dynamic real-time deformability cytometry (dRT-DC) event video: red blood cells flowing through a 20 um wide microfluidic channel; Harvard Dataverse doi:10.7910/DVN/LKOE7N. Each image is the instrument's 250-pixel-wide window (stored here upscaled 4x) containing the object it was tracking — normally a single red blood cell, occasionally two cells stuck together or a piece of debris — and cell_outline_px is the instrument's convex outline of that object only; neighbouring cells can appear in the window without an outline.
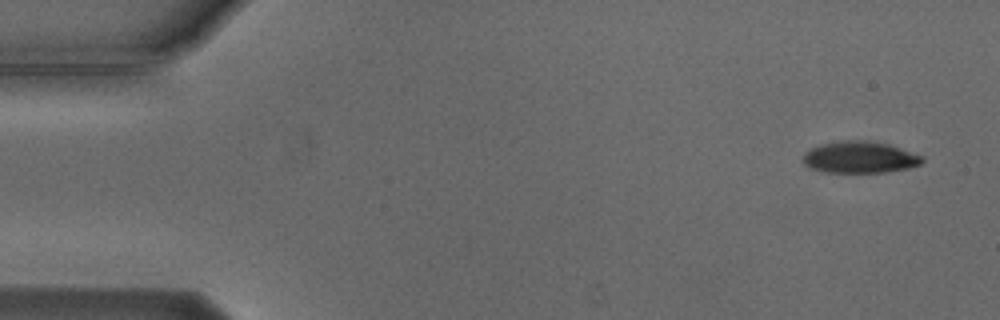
{"species": "Egyptian fruit bat (a non-hibernating species)", "species_latin": "Rousettus aegyptiacus", "temperature_condition": "cold", "stored_images_in_passage": 7, "camera_frame_rate_fps": 3000, "um_per_image_px": 0.085, "animal": {"sex": "male"}, "frame": {"image": 1, "passage_image": 1, "time_ms": 0.0, "image_size_px": [1000, 320], "cell_outline_px": [[924, 160], [920, 164], [908, 168], [888, 172], [824, 172], [812, 168], [804, 164], [800, 160], [804, 152], [808, 148], [820, 144], [840, 140], [864, 140], [888, 144], [924, 156]], "centroid_in_image_um": [73.03, 13.36], "position_along_channel_um": 12.0, "area_um2": 22.25}}
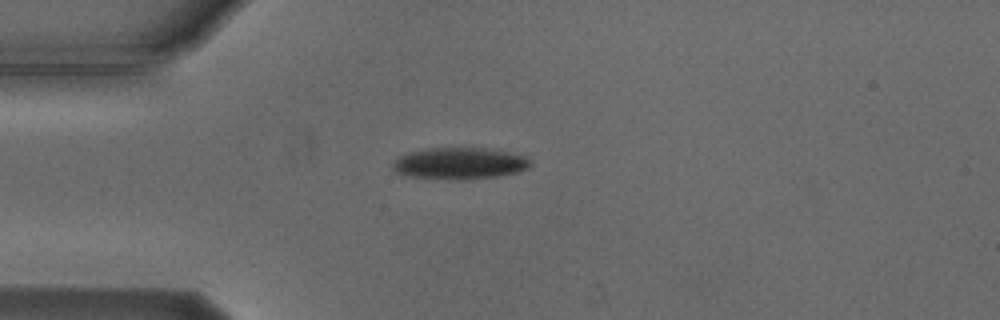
{"frame": {"image": 2, "passage_image": 4, "time_ms": 3.667, "image_size_px": [1000, 320], "cell_outline_px": [[532, 164], [528, 168], [516, 172], [496, 176], [460, 180], [412, 176], [396, 172], [392, 168], [392, 164], [400, 156], [408, 152], [428, 148], [484, 148], [524, 156]], "centroid_in_image_um": [39.04, 13.88], "position_along_channel_um": 46.0, "area_um2": 24.85}}
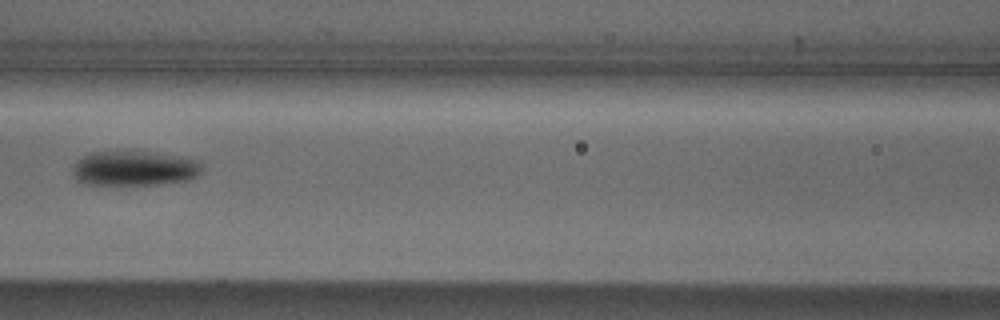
{"frame": {"image": 3, "passage_image": 7, "time_ms": 7.0, "image_size_px": [1000, 320], "cell_outline_px": [[200, 172], [196, 176], [188, 180], [156, 184], [84, 184], [76, 180], [72, 176], [72, 168], [76, 160], [92, 152], [116, 148], [124, 148], [152, 152], [176, 156], [196, 160], [200, 164]], "centroid_in_image_um": [11.31, 14.26], "position_along_channel_um": 155.3, "area_um2": 26.88}}